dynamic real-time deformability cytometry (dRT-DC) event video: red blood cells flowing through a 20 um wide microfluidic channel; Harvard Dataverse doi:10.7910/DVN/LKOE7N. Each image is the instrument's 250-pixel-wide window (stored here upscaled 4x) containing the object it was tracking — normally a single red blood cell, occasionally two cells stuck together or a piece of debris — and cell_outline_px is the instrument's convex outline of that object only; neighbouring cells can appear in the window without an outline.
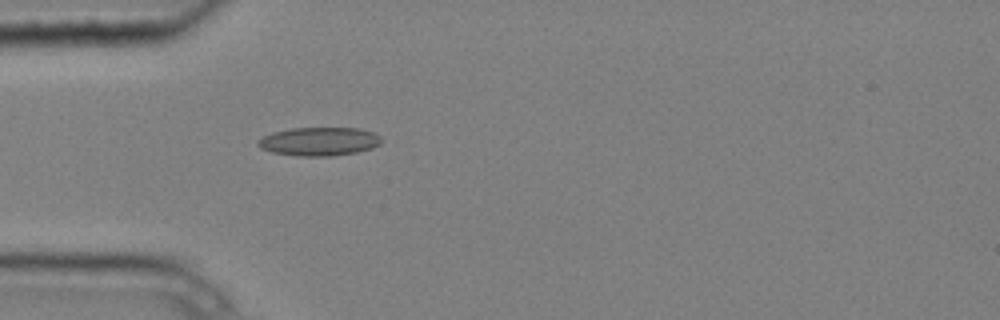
{"species": "common noctule bat (a hibernating species)", "species_latin": "Nyctalus noctula", "temperature_condition": "cold", "stored_images_in_passage": 1, "camera_frame_rate_fps": 3000, "um_per_image_px": 0.085, "animal": {"sex": "male", "body_mass_g": 20.4}, "frame": {"image": 1, "passage_image": 1, "time_ms": 0.0, "image_size_px": [1000, 320], "cell_outline_px": [[384, 140], [380, 144], [372, 148], [356, 152], [328, 156], [296, 156], [272, 152], [260, 148], [256, 144], [256, 140], [272, 132], [292, 128], [360, 128], [372, 132], [380, 136]], "centroid_in_image_um": [27.12, 12.02], "position_along_channel_um": 57.9, "area_um2": 20.63}}